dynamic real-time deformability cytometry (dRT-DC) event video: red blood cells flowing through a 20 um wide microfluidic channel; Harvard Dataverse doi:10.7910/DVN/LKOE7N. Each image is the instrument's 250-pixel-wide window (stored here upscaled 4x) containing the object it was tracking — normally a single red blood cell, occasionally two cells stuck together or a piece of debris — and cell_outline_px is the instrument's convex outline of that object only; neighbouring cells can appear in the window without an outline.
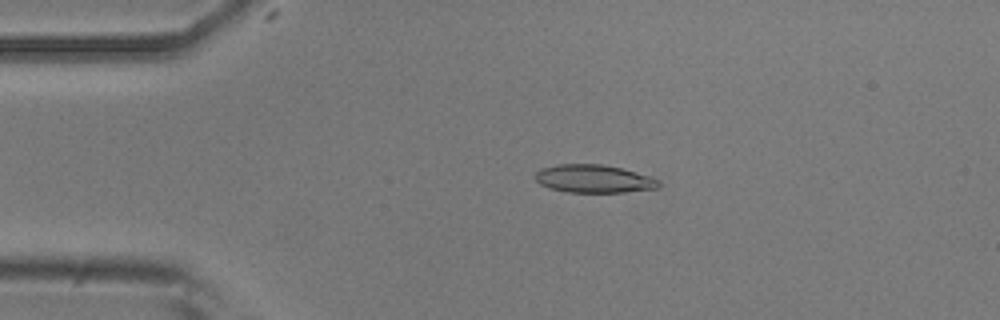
{"species": "common noctule bat (a hibernating species)", "species_latin": "Nyctalus noctula", "temperature_condition": "room temperature", "stored_images_in_passage": 6, "camera_frame_rate_fps": 3000, "um_per_image_px": 0.085, "animal": {"sex": "male", "body_mass_g": 20.5, "forearm_length_mm": 52.5}, "frame": {"image": 1, "passage_image": 3, "time_ms": 0.667, "image_size_px": [1000, 320], "cell_outline_px": [[660, 188], [624, 192], [568, 192], [552, 188], [540, 184], [532, 176], [540, 168], [556, 164], [604, 164], [620, 168], [648, 176], [660, 180]], "centroid_in_image_um": [50.45, 15.19], "position_along_channel_um": 34.6, "area_um2": 20.17}}
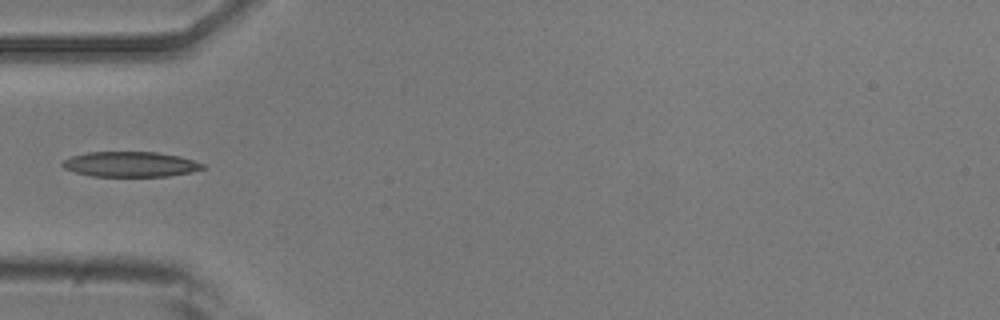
{"frame": {"image": 2, "passage_image": 5, "time_ms": 1.333, "image_size_px": [1000, 320], "cell_outline_px": [[208, 168], [192, 172], [168, 176], [92, 176], [76, 172], [64, 168], [60, 164], [60, 160], [84, 152], [156, 152], [180, 156], [204, 164]], "centroid_in_image_um": [11.08, 13.96], "position_along_channel_um": 73.9, "area_um2": 20.75}}